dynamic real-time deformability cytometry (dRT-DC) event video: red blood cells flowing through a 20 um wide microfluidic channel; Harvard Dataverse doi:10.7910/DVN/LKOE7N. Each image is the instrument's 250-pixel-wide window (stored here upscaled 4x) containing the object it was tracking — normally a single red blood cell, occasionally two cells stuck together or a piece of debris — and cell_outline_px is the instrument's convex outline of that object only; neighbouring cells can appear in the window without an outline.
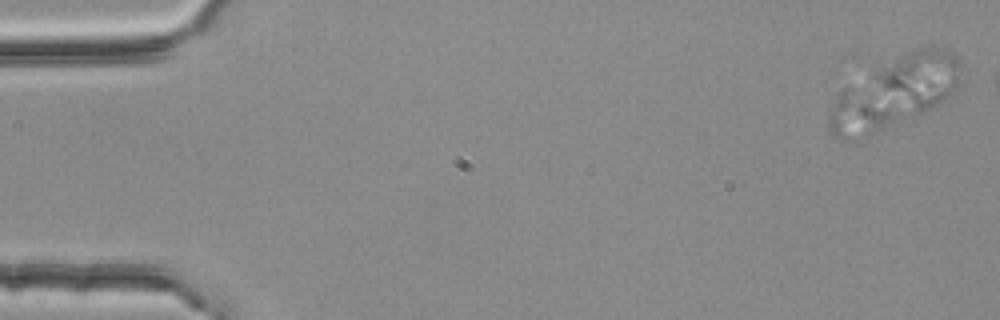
{"species": "common noctule bat (a hibernating species)", "species_latin": "Nyctalus noctula", "temperature_condition": "room temperature", "stored_images_in_passage": 4, "camera_frame_rate_fps": 3000, "um_per_image_px": 0.085, "animal": {"sex": "female", "body_mass_g": 25.1}, "frame": {"image": 1, "passage_image": 1, "time_ms": 0.0, "image_size_px": [1000, 320], "cell_outline_px": [[900, 116], [856, 144], [852, 144], [836, 136], [832, 132], [828, 124], [828, 116], [836, 96], [844, 88], [848, 88], [900, 112]], "centroid_in_image_um": [72.94, 9.88], "position_along_channel_um": 12.1, "area_um2": 17.69}}